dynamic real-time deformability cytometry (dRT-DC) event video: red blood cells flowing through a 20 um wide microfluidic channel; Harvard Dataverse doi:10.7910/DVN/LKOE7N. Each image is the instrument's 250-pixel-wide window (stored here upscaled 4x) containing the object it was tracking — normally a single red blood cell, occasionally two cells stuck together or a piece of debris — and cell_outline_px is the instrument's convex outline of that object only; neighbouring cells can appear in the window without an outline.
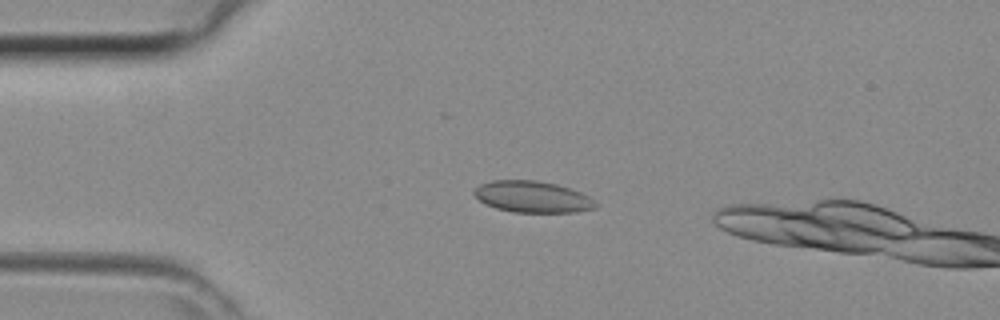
{"species": "common noctule bat (a hibernating species)", "species_latin": "Nyctalus noctula", "temperature_condition": "room temperature", "stored_images_in_passage": 11, "camera_frame_rate_fps": 3000, "um_per_image_px": 0.085, "animal": {"sex": "female", "body_mass_g": 29.2, "forearm_length_mm": 56.3}, "frame": {"image": 1, "passage_image": 8, "time_ms": 2.333, "image_size_px": [1000, 320], "cell_outline_px": [[596, 208], [576, 212], [512, 212], [496, 208], [484, 204], [472, 192], [480, 184], [492, 180], [536, 180], [556, 184], [580, 192], [588, 196], [596, 204]], "centroid_in_image_um": [45.23, 16.73], "position_along_channel_um": 39.8, "area_um2": 22.14}}